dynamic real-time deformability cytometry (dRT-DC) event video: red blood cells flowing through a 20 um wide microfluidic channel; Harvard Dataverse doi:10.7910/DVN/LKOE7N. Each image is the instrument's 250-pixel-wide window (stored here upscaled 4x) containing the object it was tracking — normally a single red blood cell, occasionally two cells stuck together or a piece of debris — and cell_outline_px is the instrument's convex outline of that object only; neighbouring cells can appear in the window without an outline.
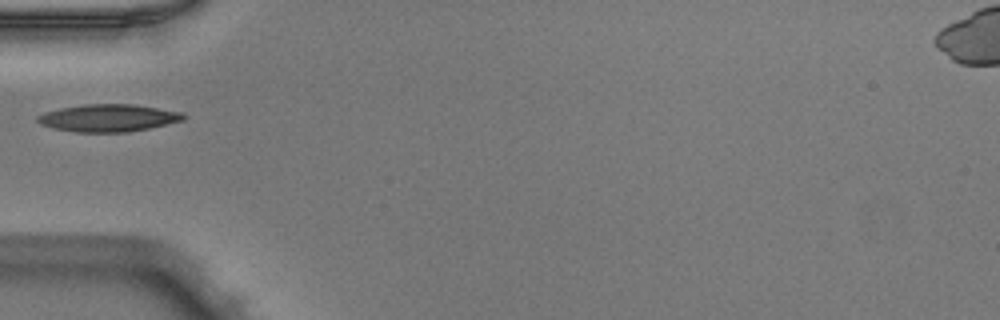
{"species": "Egyptian fruit bat (a non-hibernating species)", "species_latin": "Rousettus aegyptiacus", "temperature_condition": "warm", "stored_images_in_passage": 35, "camera_frame_rate_fps": 3000, "um_per_image_px": 0.085, "animal": {"sex": "male"}, "frame": {"image": 1, "passage_image": 1, "time_ms": 0.0, "image_size_px": [1000, 320], "cell_outline_px": [[188, 116], [184, 120], [148, 128], [128, 132], [76, 132], [52, 128], [40, 124], [36, 120], [36, 116], [44, 112], [60, 108], [84, 104], [132, 104], [184, 112]], "centroid_in_image_um": [9.2, 10.02], "position_along_channel_um": 75.8, "area_um2": 23.41}}
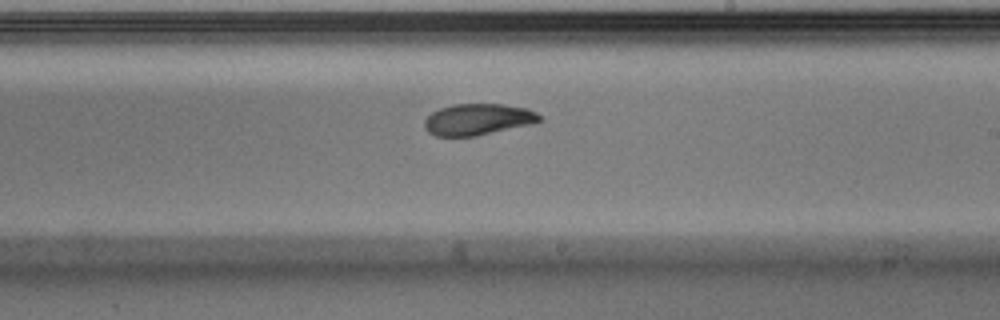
{"frame": {"image": 2, "passage_image": 14, "time_ms": 4.333, "image_size_px": [1000, 320], "cell_outline_px": [[544, 120], [532, 124], [476, 136], [436, 136], [428, 132], [424, 128], [424, 120], [432, 112], [440, 108], [456, 104], [500, 104], [528, 108], [544, 116]], "centroid_in_image_um": [40.66, 10.15], "position_along_channel_um": 248.3, "area_um2": 21.21}}
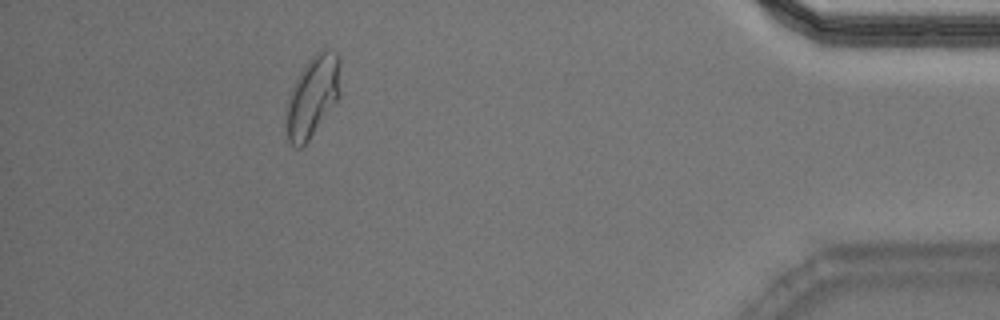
{"frame": {"image": 3, "passage_image": 30, "time_ms": 9.667, "image_size_px": [1000, 320], "cell_outline_px": [[340, 96], [308, 140], [300, 148], [296, 148], [288, 140], [288, 96], [304, 64], [316, 52], [324, 48], [336, 52], [340, 60]], "centroid_in_image_um": [26.61, 8.12], "position_along_channel_um": 408.6, "area_um2": 25.09}}